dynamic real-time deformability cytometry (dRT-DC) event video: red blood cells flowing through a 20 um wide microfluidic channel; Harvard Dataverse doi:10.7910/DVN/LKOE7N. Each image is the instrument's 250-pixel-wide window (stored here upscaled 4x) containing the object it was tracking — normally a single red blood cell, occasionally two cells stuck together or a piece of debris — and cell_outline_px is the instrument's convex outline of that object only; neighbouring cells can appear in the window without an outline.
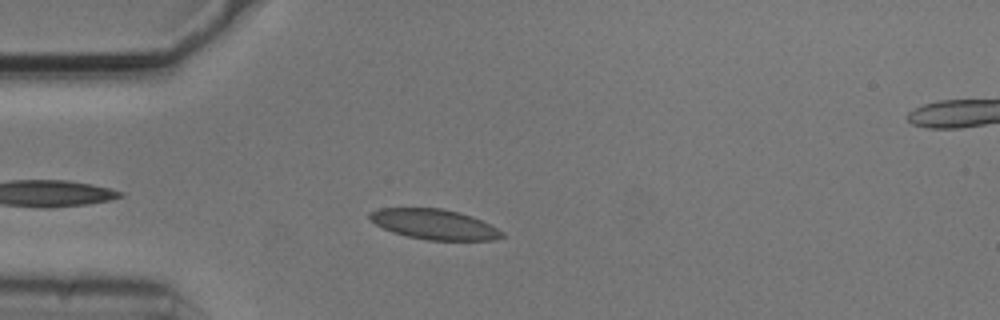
{"species": "common noctule bat (a hibernating species)", "species_latin": "Nyctalus noctula", "temperature_condition": "cold", "stored_images_in_passage": 2, "camera_frame_rate_fps": 3000, "um_per_image_px": 0.085, "animal": {"sex": "male", "body_mass_g": 20.5, "forearm_length_mm": 52.5}, "frame": {"image": 1, "passage_image": 2, "time_ms": 0.333, "image_size_px": [1000, 320], "cell_outline_px": [[504, 236], [492, 240], [428, 240], [408, 236], [392, 232], [368, 220], [368, 212], [380, 208], [440, 208], [460, 212], [472, 216], [504, 232]], "centroid_in_image_um": [36.87, 19.05], "position_along_channel_um": 48.1, "area_um2": 23.18}}